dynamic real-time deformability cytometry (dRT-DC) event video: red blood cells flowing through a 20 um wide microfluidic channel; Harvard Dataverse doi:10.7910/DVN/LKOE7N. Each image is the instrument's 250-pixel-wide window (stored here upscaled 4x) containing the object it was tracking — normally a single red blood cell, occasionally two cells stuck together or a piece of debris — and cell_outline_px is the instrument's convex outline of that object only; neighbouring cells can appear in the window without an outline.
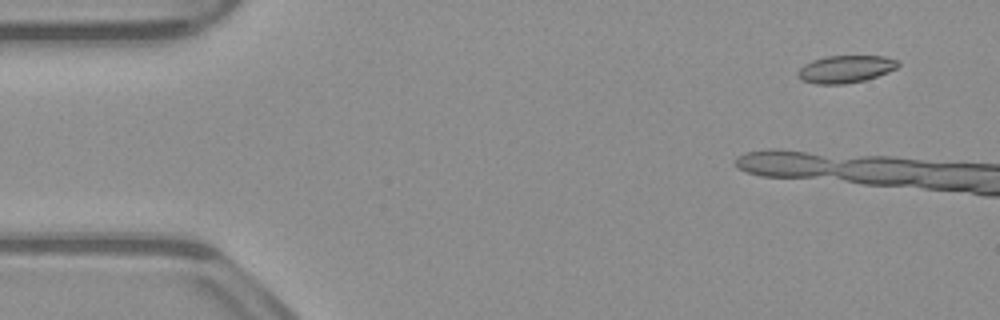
{"species": "common noctule bat (a hibernating species)", "species_latin": "Nyctalus noctula", "temperature_condition": "warm", "stored_images_in_passage": 7, "camera_frame_rate_fps": 3000, "um_per_image_px": 0.085, "animal": {"sex": "male", "body_mass_g": 23.1, "forearm_length_mm": 52.7}, "frame": {"image": 1, "passage_image": 3, "time_ms": 0.667, "image_size_px": [1000, 320], "cell_outline_px": [[900, 64], [896, 68], [888, 72], [864, 80], [844, 84], [816, 84], [804, 80], [796, 72], [804, 64], [812, 60], [824, 56], [884, 56], [896, 60]], "centroid_in_image_um": [71.87, 5.86], "position_along_channel_um": 13.1, "area_um2": 15.84}}